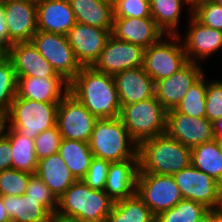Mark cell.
Returning <instances> with one entry per match:
<instances>
[{"mask_svg": "<svg viewBox=\"0 0 222 222\" xmlns=\"http://www.w3.org/2000/svg\"><path fill=\"white\" fill-rule=\"evenodd\" d=\"M11 222H50L52 214L38 200L24 194L21 196H4Z\"/></svg>", "mask_w": 222, "mask_h": 222, "instance_id": "cell-26", "label": "cell"}, {"mask_svg": "<svg viewBox=\"0 0 222 222\" xmlns=\"http://www.w3.org/2000/svg\"><path fill=\"white\" fill-rule=\"evenodd\" d=\"M144 50L142 46L110 35L92 67L112 76L127 69L142 67Z\"/></svg>", "mask_w": 222, "mask_h": 222, "instance_id": "cell-12", "label": "cell"}, {"mask_svg": "<svg viewBox=\"0 0 222 222\" xmlns=\"http://www.w3.org/2000/svg\"><path fill=\"white\" fill-rule=\"evenodd\" d=\"M166 37L169 41L161 38L144 50L142 67L154 83L170 77L189 62L178 34Z\"/></svg>", "mask_w": 222, "mask_h": 222, "instance_id": "cell-7", "label": "cell"}, {"mask_svg": "<svg viewBox=\"0 0 222 222\" xmlns=\"http://www.w3.org/2000/svg\"><path fill=\"white\" fill-rule=\"evenodd\" d=\"M136 193L155 216L183 199L172 175L138 173Z\"/></svg>", "mask_w": 222, "mask_h": 222, "instance_id": "cell-10", "label": "cell"}, {"mask_svg": "<svg viewBox=\"0 0 222 222\" xmlns=\"http://www.w3.org/2000/svg\"><path fill=\"white\" fill-rule=\"evenodd\" d=\"M17 94V77L11 59L0 58V115L6 116Z\"/></svg>", "mask_w": 222, "mask_h": 222, "instance_id": "cell-33", "label": "cell"}, {"mask_svg": "<svg viewBox=\"0 0 222 222\" xmlns=\"http://www.w3.org/2000/svg\"><path fill=\"white\" fill-rule=\"evenodd\" d=\"M191 164L222 184V153L218 140L197 145L191 148Z\"/></svg>", "mask_w": 222, "mask_h": 222, "instance_id": "cell-30", "label": "cell"}, {"mask_svg": "<svg viewBox=\"0 0 222 222\" xmlns=\"http://www.w3.org/2000/svg\"><path fill=\"white\" fill-rule=\"evenodd\" d=\"M94 157L110 163L138 159V144L120 118H97L89 141Z\"/></svg>", "mask_w": 222, "mask_h": 222, "instance_id": "cell-4", "label": "cell"}, {"mask_svg": "<svg viewBox=\"0 0 222 222\" xmlns=\"http://www.w3.org/2000/svg\"><path fill=\"white\" fill-rule=\"evenodd\" d=\"M32 174L7 169L0 172V194L4 196H21L25 194L30 176Z\"/></svg>", "mask_w": 222, "mask_h": 222, "instance_id": "cell-35", "label": "cell"}, {"mask_svg": "<svg viewBox=\"0 0 222 222\" xmlns=\"http://www.w3.org/2000/svg\"><path fill=\"white\" fill-rule=\"evenodd\" d=\"M4 135L9 139L13 152L12 168L18 171L35 174L38 158L35 152L34 139L19 135L7 124Z\"/></svg>", "mask_w": 222, "mask_h": 222, "instance_id": "cell-28", "label": "cell"}, {"mask_svg": "<svg viewBox=\"0 0 222 222\" xmlns=\"http://www.w3.org/2000/svg\"><path fill=\"white\" fill-rule=\"evenodd\" d=\"M110 162L93 157L85 177L82 179L90 188L104 190Z\"/></svg>", "mask_w": 222, "mask_h": 222, "instance_id": "cell-41", "label": "cell"}, {"mask_svg": "<svg viewBox=\"0 0 222 222\" xmlns=\"http://www.w3.org/2000/svg\"><path fill=\"white\" fill-rule=\"evenodd\" d=\"M58 104L16 96L5 116L6 124L19 135L34 139L41 132L57 125Z\"/></svg>", "mask_w": 222, "mask_h": 222, "instance_id": "cell-6", "label": "cell"}, {"mask_svg": "<svg viewBox=\"0 0 222 222\" xmlns=\"http://www.w3.org/2000/svg\"><path fill=\"white\" fill-rule=\"evenodd\" d=\"M207 210L201 203L182 199L174 207L159 213L155 222H195Z\"/></svg>", "mask_w": 222, "mask_h": 222, "instance_id": "cell-34", "label": "cell"}, {"mask_svg": "<svg viewBox=\"0 0 222 222\" xmlns=\"http://www.w3.org/2000/svg\"><path fill=\"white\" fill-rule=\"evenodd\" d=\"M200 63L188 62L170 77L155 82V96L168 111L175 109L190 87L204 74Z\"/></svg>", "mask_w": 222, "mask_h": 222, "instance_id": "cell-14", "label": "cell"}, {"mask_svg": "<svg viewBox=\"0 0 222 222\" xmlns=\"http://www.w3.org/2000/svg\"><path fill=\"white\" fill-rule=\"evenodd\" d=\"M13 152L9 139L3 135L0 138V172L12 168Z\"/></svg>", "mask_w": 222, "mask_h": 222, "instance_id": "cell-42", "label": "cell"}, {"mask_svg": "<svg viewBox=\"0 0 222 222\" xmlns=\"http://www.w3.org/2000/svg\"><path fill=\"white\" fill-rule=\"evenodd\" d=\"M166 133L189 148L215 139L212 122L206 117H190L175 109L167 111Z\"/></svg>", "mask_w": 222, "mask_h": 222, "instance_id": "cell-13", "label": "cell"}, {"mask_svg": "<svg viewBox=\"0 0 222 222\" xmlns=\"http://www.w3.org/2000/svg\"><path fill=\"white\" fill-rule=\"evenodd\" d=\"M15 1L37 4L40 0H15Z\"/></svg>", "mask_w": 222, "mask_h": 222, "instance_id": "cell-52", "label": "cell"}, {"mask_svg": "<svg viewBox=\"0 0 222 222\" xmlns=\"http://www.w3.org/2000/svg\"><path fill=\"white\" fill-rule=\"evenodd\" d=\"M5 127H6V117L0 115V138L4 135Z\"/></svg>", "mask_w": 222, "mask_h": 222, "instance_id": "cell-49", "label": "cell"}, {"mask_svg": "<svg viewBox=\"0 0 222 222\" xmlns=\"http://www.w3.org/2000/svg\"><path fill=\"white\" fill-rule=\"evenodd\" d=\"M69 93L96 118H118L121 110L114 77L82 67L69 82Z\"/></svg>", "mask_w": 222, "mask_h": 222, "instance_id": "cell-1", "label": "cell"}, {"mask_svg": "<svg viewBox=\"0 0 222 222\" xmlns=\"http://www.w3.org/2000/svg\"><path fill=\"white\" fill-rule=\"evenodd\" d=\"M111 35L144 49L166 37L152 18H113Z\"/></svg>", "mask_w": 222, "mask_h": 222, "instance_id": "cell-20", "label": "cell"}, {"mask_svg": "<svg viewBox=\"0 0 222 222\" xmlns=\"http://www.w3.org/2000/svg\"><path fill=\"white\" fill-rule=\"evenodd\" d=\"M187 0H150L151 17L165 35H177L183 5Z\"/></svg>", "mask_w": 222, "mask_h": 222, "instance_id": "cell-31", "label": "cell"}, {"mask_svg": "<svg viewBox=\"0 0 222 222\" xmlns=\"http://www.w3.org/2000/svg\"><path fill=\"white\" fill-rule=\"evenodd\" d=\"M109 2V4L112 5V7L114 8L119 2L123 1V0H107Z\"/></svg>", "mask_w": 222, "mask_h": 222, "instance_id": "cell-51", "label": "cell"}, {"mask_svg": "<svg viewBox=\"0 0 222 222\" xmlns=\"http://www.w3.org/2000/svg\"><path fill=\"white\" fill-rule=\"evenodd\" d=\"M69 93V82L63 77H17L19 98L45 103H60Z\"/></svg>", "mask_w": 222, "mask_h": 222, "instance_id": "cell-19", "label": "cell"}, {"mask_svg": "<svg viewBox=\"0 0 222 222\" xmlns=\"http://www.w3.org/2000/svg\"><path fill=\"white\" fill-rule=\"evenodd\" d=\"M190 16V26H188L186 36L180 33L178 36L182 41L188 61L199 63L222 50V31L205 26L192 14Z\"/></svg>", "mask_w": 222, "mask_h": 222, "instance_id": "cell-16", "label": "cell"}, {"mask_svg": "<svg viewBox=\"0 0 222 222\" xmlns=\"http://www.w3.org/2000/svg\"><path fill=\"white\" fill-rule=\"evenodd\" d=\"M114 201L104 190L90 188L76 180L59 198L55 214L82 222H106Z\"/></svg>", "mask_w": 222, "mask_h": 222, "instance_id": "cell-3", "label": "cell"}, {"mask_svg": "<svg viewBox=\"0 0 222 222\" xmlns=\"http://www.w3.org/2000/svg\"><path fill=\"white\" fill-rule=\"evenodd\" d=\"M0 222H11L7 214L6 207L3 204V196L0 194Z\"/></svg>", "mask_w": 222, "mask_h": 222, "instance_id": "cell-45", "label": "cell"}, {"mask_svg": "<svg viewBox=\"0 0 222 222\" xmlns=\"http://www.w3.org/2000/svg\"><path fill=\"white\" fill-rule=\"evenodd\" d=\"M113 77L121 106L155 96V83L143 67L127 69Z\"/></svg>", "mask_w": 222, "mask_h": 222, "instance_id": "cell-21", "label": "cell"}, {"mask_svg": "<svg viewBox=\"0 0 222 222\" xmlns=\"http://www.w3.org/2000/svg\"><path fill=\"white\" fill-rule=\"evenodd\" d=\"M62 136L58 126H53L41 132L34 138L35 152L38 160L58 153Z\"/></svg>", "mask_w": 222, "mask_h": 222, "instance_id": "cell-38", "label": "cell"}, {"mask_svg": "<svg viewBox=\"0 0 222 222\" xmlns=\"http://www.w3.org/2000/svg\"><path fill=\"white\" fill-rule=\"evenodd\" d=\"M222 117V81L214 80L207 83L206 118L213 122Z\"/></svg>", "mask_w": 222, "mask_h": 222, "instance_id": "cell-40", "label": "cell"}, {"mask_svg": "<svg viewBox=\"0 0 222 222\" xmlns=\"http://www.w3.org/2000/svg\"><path fill=\"white\" fill-rule=\"evenodd\" d=\"M25 194L38 200L52 215L56 213L58 199L36 174L30 176Z\"/></svg>", "mask_w": 222, "mask_h": 222, "instance_id": "cell-37", "label": "cell"}, {"mask_svg": "<svg viewBox=\"0 0 222 222\" xmlns=\"http://www.w3.org/2000/svg\"><path fill=\"white\" fill-rule=\"evenodd\" d=\"M35 174L57 199L76 181L59 153L38 160Z\"/></svg>", "mask_w": 222, "mask_h": 222, "instance_id": "cell-24", "label": "cell"}, {"mask_svg": "<svg viewBox=\"0 0 222 222\" xmlns=\"http://www.w3.org/2000/svg\"><path fill=\"white\" fill-rule=\"evenodd\" d=\"M200 1H204V0H187V2L189 3V7H190V9H189V12L190 13H192V7L196 4V3H198V2H200Z\"/></svg>", "mask_w": 222, "mask_h": 222, "instance_id": "cell-50", "label": "cell"}, {"mask_svg": "<svg viewBox=\"0 0 222 222\" xmlns=\"http://www.w3.org/2000/svg\"><path fill=\"white\" fill-rule=\"evenodd\" d=\"M119 118L138 145L166 133L167 110L156 96L121 106Z\"/></svg>", "mask_w": 222, "mask_h": 222, "instance_id": "cell-5", "label": "cell"}, {"mask_svg": "<svg viewBox=\"0 0 222 222\" xmlns=\"http://www.w3.org/2000/svg\"><path fill=\"white\" fill-rule=\"evenodd\" d=\"M5 54L12 61L16 77H62L31 41L13 43Z\"/></svg>", "mask_w": 222, "mask_h": 222, "instance_id": "cell-18", "label": "cell"}, {"mask_svg": "<svg viewBox=\"0 0 222 222\" xmlns=\"http://www.w3.org/2000/svg\"><path fill=\"white\" fill-rule=\"evenodd\" d=\"M58 153L76 180H82L93 159L89 142L62 138Z\"/></svg>", "mask_w": 222, "mask_h": 222, "instance_id": "cell-27", "label": "cell"}, {"mask_svg": "<svg viewBox=\"0 0 222 222\" xmlns=\"http://www.w3.org/2000/svg\"><path fill=\"white\" fill-rule=\"evenodd\" d=\"M5 53L2 51V50H0V58L4 55Z\"/></svg>", "mask_w": 222, "mask_h": 222, "instance_id": "cell-55", "label": "cell"}, {"mask_svg": "<svg viewBox=\"0 0 222 222\" xmlns=\"http://www.w3.org/2000/svg\"><path fill=\"white\" fill-rule=\"evenodd\" d=\"M50 222H82L76 218H69L62 215L54 214Z\"/></svg>", "mask_w": 222, "mask_h": 222, "instance_id": "cell-46", "label": "cell"}, {"mask_svg": "<svg viewBox=\"0 0 222 222\" xmlns=\"http://www.w3.org/2000/svg\"><path fill=\"white\" fill-rule=\"evenodd\" d=\"M218 147H219L220 152L222 153V139L218 140Z\"/></svg>", "mask_w": 222, "mask_h": 222, "instance_id": "cell-53", "label": "cell"}, {"mask_svg": "<svg viewBox=\"0 0 222 222\" xmlns=\"http://www.w3.org/2000/svg\"><path fill=\"white\" fill-rule=\"evenodd\" d=\"M77 23L112 30L114 10L107 0H69Z\"/></svg>", "mask_w": 222, "mask_h": 222, "instance_id": "cell-25", "label": "cell"}, {"mask_svg": "<svg viewBox=\"0 0 222 222\" xmlns=\"http://www.w3.org/2000/svg\"><path fill=\"white\" fill-rule=\"evenodd\" d=\"M195 222H211V209H208L198 220Z\"/></svg>", "mask_w": 222, "mask_h": 222, "instance_id": "cell-48", "label": "cell"}, {"mask_svg": "<svg viewBox=\"0 0 222 222\" xmlns=\"http://www.w3.org/2000/svg\"><path fill=\"white\" fill-rule=\"evenodd\" d=\"M156 216L135 193L132 197L118 200L108 215L106 222H155Z\"/></svg>", "mask_w": 222, "mask_h": 222, "instance_id": "cell-29", "label": "cell"}, {"mask_svg": "<svg viewBox=\"0 0 222 222\" xmlns=\"http://www.w3.org/2000/svg\"><path fill=\"white\" fill-rule=\"evenodd\" d=\"M31 42L57 74L68 82L82 69L68 42L67 35L37 31Z\"/></svg>", "mask_w": 222, "mask_h": 222, "instance_id": "cell-8", "label": "cell"}, {"mask_svg": "<svg viewBox=\"0 0 222 222\" xmlns=\"http://www.w3.org/2000/svg\"><path fill=\"white\" fill-rule=\"evenodd\" d=\"M139 171L173 175L191 165V148L163 133L138 145Z\"/></svg>", "mask_w": 222, "mask_h": 222, "instance_id": "cell-2", "label": "cell"}, {"mask_svg": "<svg viewBox=\"0 0 222 222\" xmlns=\"http://www.w3.org/2000/svg\"><path fill=\"white\" fill-rule=\"evenodd\" d=\"M112 30L77 23L69 30L67 39L82 67H92L99 58Z\"/></svg>", "mask_w": 222, "mask_h": 222, "instance_id": "cell-15", "label": "cell"}, {"mask_svg": "<svg viewBox=\"0 0 222 222\" xmlns=\"http://www.w3.org/2000/svg\"><path fill=\"white\" fill-rule=\"evenodd\" d=\"M37 24L38 31L67 35L76 24L69 0H40Z\"/></svg>", "mask_w": 222, "mask_h": 222, "instance_id": "cell-22", "label": "cell"}, {"mask_svg": "<svg viewBox=\"0 0 222 222\" xmlns=\"http://www.w3.org/2000/svg\"><path fill=\"white\" fill-rule=\"evenodd\" d=\"M0 50L4 53L8 51V31L5 21L3 1L0 0Z\"/></svg>", "mask_w": 222, "mask_h": 222, "instance_id": "cell-43", "label": "cell"}, {"mask_svg": "<svg viewBox=\"0 0 222 222\" xmlns=\"http://www.w3.org/2000/svg\"><path fill=\"white\" fill-rule=\"evenodd\" d=\"M214 1L222 7V0H214Z\"/></svg>", "mask_w": 222, "mask_h": 222, "instance_id": "cell-54", "label": "cell"}, {"mask_svg": "<svg viewBox=\"0 0 222 222\" xmlns=\"http://www.w3.org/2000/svg\"><path fill=\"white\" fill-rule=\"evenodd\" d=\"M182 198L203 204L208 209L222 208V184L192 164L172 175Z\"/></svg>", "mask_w": 222, "mask_h": 222, "instance_id": "cell-9", "label": "cell"}, {"mask_svg": "<svg viewBox=\"0 0 222 222\" xmlns=\"http://www.w3.org/2000/svg\"><path fill=\"white\" fill-rule=\"evenodd\" d=\"M113 10V18H152L150 0H123Z\"/></svg>", "mask_w": 222, "mask_h": 222, "instance_id": "cell-39", "label": "cell"}, {"mask_svg": "<svg viewBox=\"0 0 222 222\" xmlns=\"http://www.w3.org/2000/svg\"><path fill=\"white\" fill-rule=\"evenodd\" d=\"M207 83L205 73L190 87L186 96L181 100L175 110L194 118L206 117V91Z\"/></svg>", "mask_w": 222, "mask_h": 222, "instance_id": "cell-32", "label": "cell"}, {"mask_svg": "<svg viewBox=\"0 0 222 222\" xmlns=\"http://www.w3.org/2000/svg\"><path fill=\"white\" fill-rule=\"evenodd\" d=\"M139 159L110 163L104 191L114 201L132 197L136 193Z\"/></svg>", "mask_w": 222, "mask_h": 222, "instance_id": "cell-23", "label": "cell"}, {"mask_svg": "<svg viewBox=\"0 0 222 222\" xmlns=\"http://www.w3.org/2000/svg\"><path fill=\"white\" fill-rule=\"evenodd\" d=\"M96 119L70 93L58 104L57 126L64 139L89 142Z\"/></svg>", "mask_w": 222, "mask_h": 222, "instance_id": "cell-11", "label": "cell"}, {"mask_svg": "<svg viewBox=\"0 0 222 222\" xmlns=\"http://www.w3.org/2000/svg\"><path fill=\"white\" fill-rule=\"evenodd\" d=\"M211 222H222V208L211 209Z\"/></svg>", "mask_w": 222, "mask_h": 222, "instance_id": "cell-47", "label": "cell"}, {"mask_svg": "<svg viewBox=\"0 0 222 222\" xmlns=\"http://www.w3.org/2000/svg\"><path fill=\"white\" fill-rule=\"evenodd\" d=\"M191 14L203 25L222 31V7L214 0L196 3Z\"/></svg>", "mask_w": 222, "mask_h": 222, "instance_id": "cell-36", "label": "cell"}, {"mask_svg": "<svg viewBox=\"0 0 222 222\" xmlns=\"http://www.w3.org/2000/svg\"><path fill=\"white\" fill-rule=\"evenodd\" d=\"M8 31V48L17 42H30L38 31L37 4L2 0Z\"/></svg>", "mask_w": 222, "mask_h": 222, "instance_id": "cell-17", "label": "cell"}, {"mask_svg": "<svg viewBox=\"0 0 222 222\" xmlns=\"http://www.w3.org/2000/svg\"><path fill=\"white\" fill-rule=\"evenodd\" d=\"M213 135L216 140L222 139V117L212 122Z\"/></svg>", "mask_w": 222, "mask_h": 222, "instance_id": "cell-44", "label": "cell"}]
</instances>
